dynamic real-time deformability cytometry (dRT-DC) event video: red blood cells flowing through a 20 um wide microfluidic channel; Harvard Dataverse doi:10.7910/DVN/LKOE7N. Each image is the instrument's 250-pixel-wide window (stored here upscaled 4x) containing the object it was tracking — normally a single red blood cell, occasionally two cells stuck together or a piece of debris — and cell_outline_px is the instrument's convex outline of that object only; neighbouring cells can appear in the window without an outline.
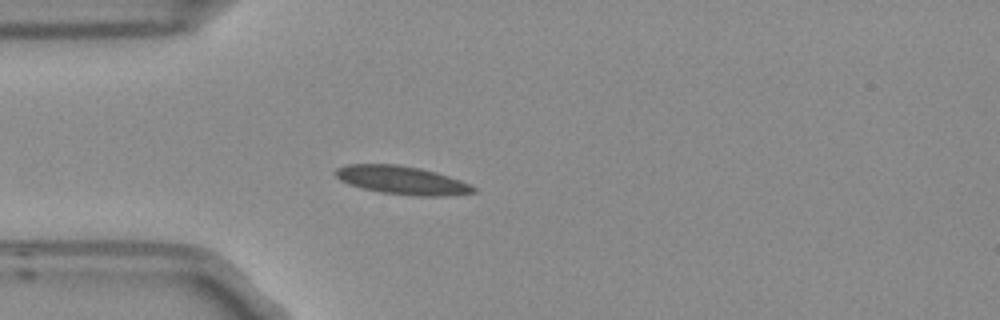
{"species": "Egyptian fruit bat (a non-hibernating species)", "species_latin": "Rousettus aegyptiacus", "temperature_condition": "room temperature", "stored_images_in_passage": 4, "camera_frame_rate_fps": 3000, "um_per_image_px": 0.085, "frame": {"image": 1, "passage_image": 4, "time_ms": 1.0, "image_size_px": [1000, 320], "cell_outline_px": [[476, 192], [456, 196], [416, 196], [380, 192], [360, 188], [348, 184], [340, 180], [332, 172], [336, 168], [348, 164], [396, 164], [420, 168], [436, 172], [460, 180], [476, 188]], "centroid_in_image_um": [34.15, 15.32], "position_along_channel_um": 50.8, "area_um2": 23.0}}